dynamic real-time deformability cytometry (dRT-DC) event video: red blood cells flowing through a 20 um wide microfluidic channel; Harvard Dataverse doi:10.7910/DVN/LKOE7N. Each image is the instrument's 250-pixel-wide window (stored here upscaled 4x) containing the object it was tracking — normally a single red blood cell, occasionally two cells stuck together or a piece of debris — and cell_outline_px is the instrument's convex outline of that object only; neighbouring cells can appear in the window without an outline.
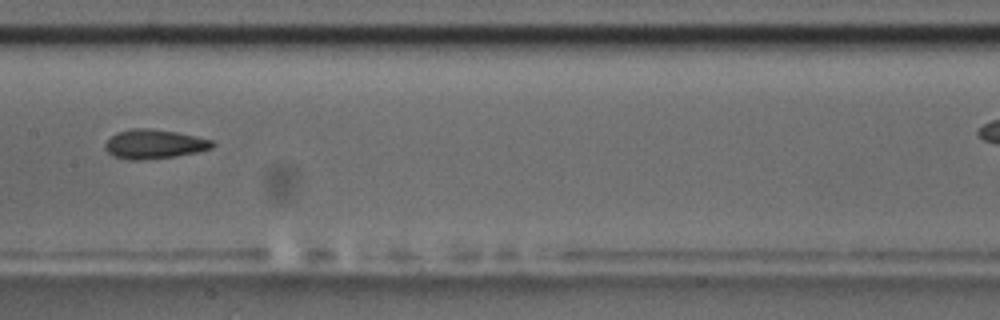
{"species": "common noctule bat (a hibernating species)", "species_latin": "Nyctalus noctula", "temperature_condition": "room temperature", "stored_images_in_passage": 9, "camera_frame_rate_fps": 3000, "um_per_image_px": 0.085, "animal": {"sex": "male", "body_mass_g": 17.5, "forearm_length_mm": 52.3}, "frame": {"image": 1, "passage_image": 8, "time_ms": 8.333, "image_size_px": [1000, 320], "cell_outline_px": [[216, 144], [212, 148], [196, 152], [176, 156], [140, 160], [128, 160], [112, 156], [104, 148], [104, 144], [116, 132], [132, 128], [148, 128], [176, 132], [196, 136], [212, 140]], "centroid_in_image_um": [13.09, 12.25], "position_along_channel_um": 194.3, "area_um2": 18.32}}